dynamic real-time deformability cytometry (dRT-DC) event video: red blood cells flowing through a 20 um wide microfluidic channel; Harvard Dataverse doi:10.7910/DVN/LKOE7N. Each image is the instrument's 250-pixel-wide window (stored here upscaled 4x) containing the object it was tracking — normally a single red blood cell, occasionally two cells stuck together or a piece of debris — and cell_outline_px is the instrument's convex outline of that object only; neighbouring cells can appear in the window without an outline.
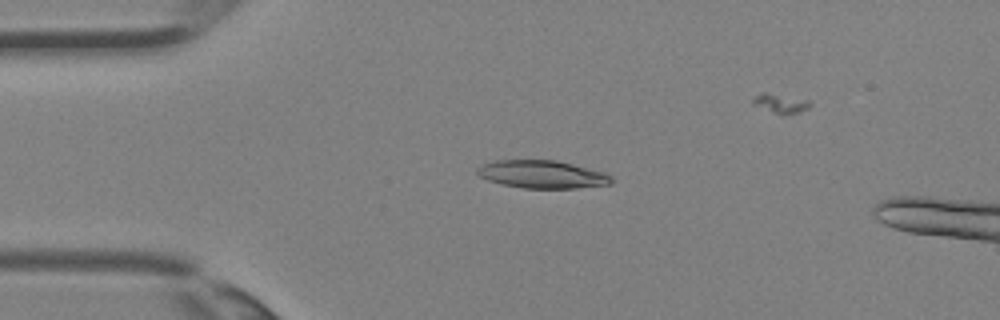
{"species": "Egyptian fruit bat (a non-hibernating species)", "species_latin": "Rousettus aegyptiacus", "temperature_condition": "room temperature", "stored_images_in_passage": 8, "camera_frame_rate_fps": 3000, "um_per_image_px": 0.085, "animal": {"sex": "female"}, "frame": {"image": 1, "passage_image": 5, "time_ms": 1.333, "image_size_px": [1000, 320], "cell_outline_px": [[612, 184], [576, 188], [524, 188], [500, 184], [488, 180], [480, 176], [476, 172], [476, 168], [484, 164], [496, 160], [556, 160], [604, 172], [612, 176]], "centroid_in_image_um": [46.08, 14.82], "position_along_channel_um": 38.9, "area_um2": 21.73}}